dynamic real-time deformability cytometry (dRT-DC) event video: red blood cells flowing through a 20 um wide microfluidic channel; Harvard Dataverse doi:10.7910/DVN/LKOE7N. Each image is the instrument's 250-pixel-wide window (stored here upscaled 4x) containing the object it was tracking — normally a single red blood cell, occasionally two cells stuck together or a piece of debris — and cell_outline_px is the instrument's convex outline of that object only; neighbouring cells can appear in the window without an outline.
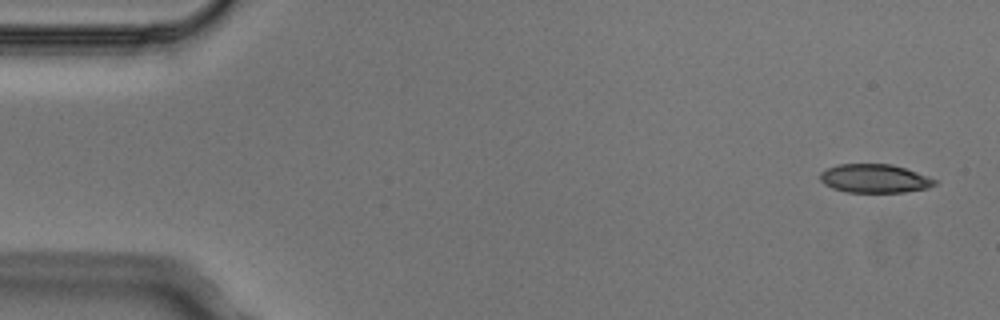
{"species": "Egyptian fruit bat (a non-hibernating species)", "species_latin": "Rousettus aegyptiacus", "temperature_condition": "cold", "stored_images_in_passage": 3, "camera_frame_rate_fps": 3000, "um_per_image_px": 0.085, "animal": {"sex": "male"}, "frame": {"image": 1, "passage_image": 1, "time_ms": 0.0, "image_size_px": [1000, 320], "cell_outline_px": [[940, 180], [936, 184], [928, 188], [904, 192], [844, 192], [832, 188], [824, 184], [820, 180], [820, 172], [836, 164], [892, 164]], "centroid_in_image_um": [74.34, 15.17], "position_along_channel_um": 10.7, "area_um2": 19.25}}